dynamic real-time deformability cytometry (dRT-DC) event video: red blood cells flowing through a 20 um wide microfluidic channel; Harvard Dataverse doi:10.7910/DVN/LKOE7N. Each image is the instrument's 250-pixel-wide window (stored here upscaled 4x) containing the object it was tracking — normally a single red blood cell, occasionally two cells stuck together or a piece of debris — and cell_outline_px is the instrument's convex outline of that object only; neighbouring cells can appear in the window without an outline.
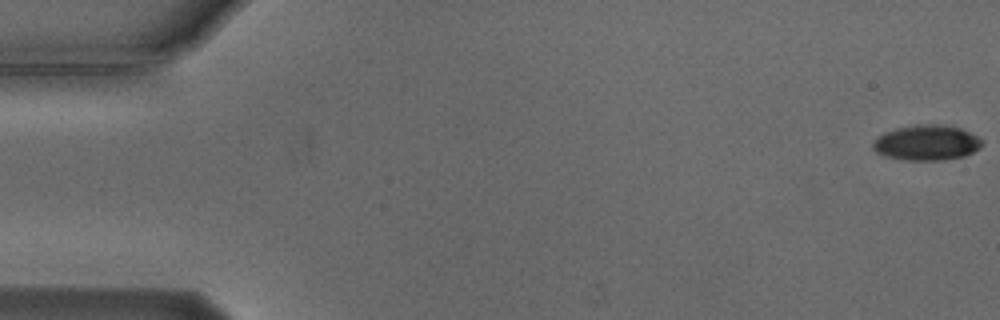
{"species": "Egyptian fruit bat (a non-hibernating species)", "species_latin": "Rousettus aegyptiacus", "temperature_condition": "cold", "stored_images_in_passage": 55, "camera_frame_rate_fps": 3000, "um_per_image_px": 0.085, "animal": {"sex": "male"}, "frame": {"image": 1, "passage_image": 1, "time_ms": 0.0, "image_size_px": [1000, 320], "cell_outline_px": [[984, 144], [980, 148], [964, 156], [944, 160], [908, 160], [888, 156], [876, 152], [872, 148], [872, 144], [884, 132], [896, 128], [916, 124], [944, 124], [960, 128], [984, 140]], "centroid_in_image_um": [78.8, 12.12], "position_along_channel_um": 6.2, "area_um2": 22.43}}
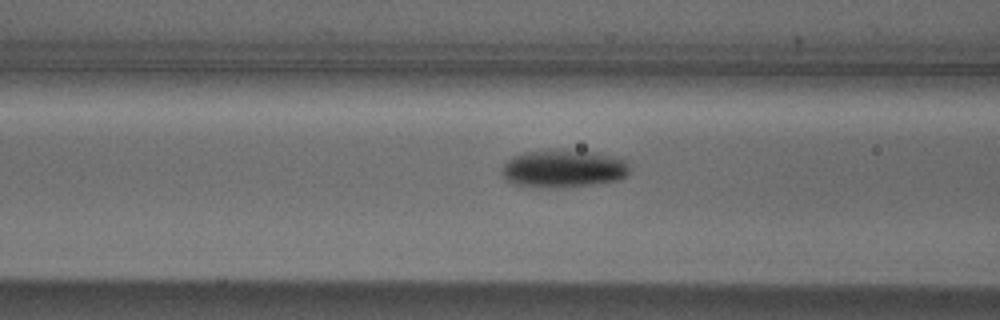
{"frame": {"image": 2, "passage_image": 22, "time_ms": 7.0, "image_size_px": [1000, 320], "cell_outline_px": [[628, 172], [624, 176], [616, 180], [588, 184], [516, 184], [508, 180], [500, 172], [500, 168], [508, 160], [524, 152], [552, 148], [560, 148], [596, 152], [612, 156], [624, 160], [628, 164]], "centroid_in_image_um": [47.88, 14.23], "position_along_channel_um": 118.7, "area_um2": 26.93}}
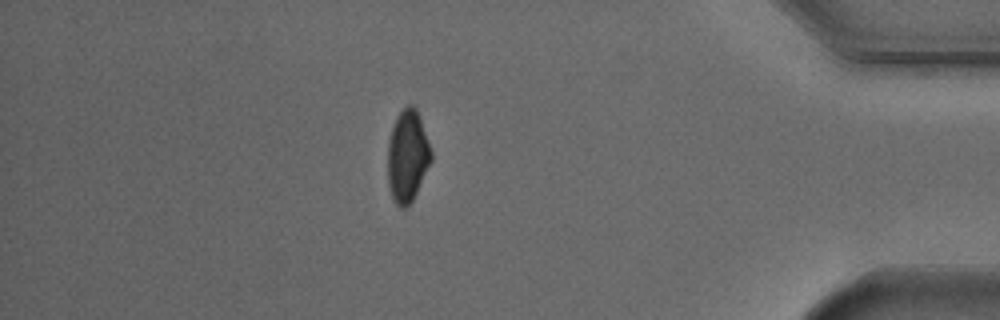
{"frame": {"image": 3, "passage_image": 48, "time_ms": 15.667, "image_size_px": [1000, 320], "cell_outline_px": [[432, 160], [412, 200], [404, 208], [400, 208], [396, 204], [392, 196], [388, 180], [388, 144], [392, 128], [396, 116], [408, 104], [412, 104], [416, 108], [428, 140], [432, 152]], "centroid_in_image_um": [34.64, 13.25], "position_along_channel_um": 400.6, "area_um2": 22.95}, "authors_computed_cell_mechanics": {"area_um2": 23.987, "velocity_mm_per_s": 3.743, "shape_relaxation_time_tau1_ms": 2.1779, "shape_relaxation_time_tau2_ms": null, "deformation_change_tau1": 0.0964, "deformation_change_tau2": null}}